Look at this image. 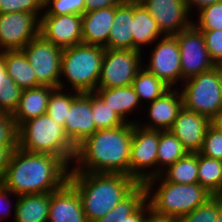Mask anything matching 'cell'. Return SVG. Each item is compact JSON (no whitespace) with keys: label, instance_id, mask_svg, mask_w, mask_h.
Instances as JSON below:
<instances>
[{"label":"cell","instance_id":"cell-1","mask_svg":"<svg viewBox=\"0 0 222 222\" xmlns=\"http://www.w3.org/2000/svg\"><path fill=\"white\" fill-rule=\"evenodd\" d=\"M69 170L59 157L16 147L0 182L17 196L49 193L68 181Z\"/></svg>","mask_w":222,"mask_h":222},{"label":"cell","instance_id":"cell-2","mask_svg":"<svg viewBox=\"0 0 222 222\" xmlns=\"http://www.w3.org/2000/svg\"><path fill=\"white\" fill-rule=\"evenodd\" d=\"M133 124L97 130L76 147L69 172L121 173L129 176Z\"/></svg>","mask_w":222,"mask_h":222},{"label":"cell","instance_id":"cell-3","mask_svg":"<svg viewBox=\"0 0 222 222\" xmlns=\"http://www.w3.org/2000/svg\"><path fill=\"white\" fill-rule=\"evenodd\" d=\"M68 182L80 195L87 222L104 217L140 184L121 173L88 172H69Z\"/></svg>","mask_w":222,"mask_h":222},{"label":"cell","instance_id":"cell-4","mask_svg":"<svg viewBox=\"0 0 222 222\" xmlns=\"http://www.w3.org/2000/svg\"><path fill=\"white\" fill-rule=\"evenodd\" d=\"M144 184L151 213L157 217L176 221L213 196L199 183H171L165 181L160 175L148 179Z\"/></svg>","mask_w":222,"mask_h":222},{"label":"cell","instance_id":"cell-5","mask_svg":"<svg viewBox=\"0 0 222 222\" xmlns=\"http://www.w3.org/2000/svg\"><path fill=\"white\" fill-rule=\"evenodd\" d=\"M17 147L59 157L69 168L76 155V147L66 136L64 126L47 114L27 120L17 128Z\"/></svg>","mask_w":222,"mask_h":222},{"label":"cell","instance_id":"cell-6","mask_svg":"<svg viewBox=\"0 0 222 222\" xmlns=\"http://www.w3.org/2000/svg\"><path fill=\"white\" fill-rule=\"evenodd\" d=\"M104 53V47L84 43L63 49L59 88L80 93L94 92Z\"/></svg>","mask_w":222,"mask_h":222},{"label":"cell","instance_id":"cell-7","mask_svg":"<svg viewBox=\"0 0 222 222\" xmlns=\"http://www.w3.org/2000/svg\"><path fill=\"white\" fill-rule=\"evenodd\" d=\"M178 89L183 107L211 121L222 112V66L185 80Z\"/></svg>","mask_w":222,"mask_h":222},{"label":"cell","instance_id":"cell-8","mask_svg":"<svg viewBox=\"0 0 222 222\" xmlns=\"http://www.w3.org/2000/svg\"><path fill=\"white\" fill-rule=\"evenodd\" d=\"M143 52L139 50L105 49L97 88L132 85L143 67Z\"/></svg>","mask_w":222,"mask_h":222},{"label":"cell","instance_id":"cell-9","mask_svg":"<svg viewBox=\"0 0 222 222\" xmlns=\"http://www.w3.org/2000/svg\"><path fill=\"white\" fill-rule=\"evenodd\" d=\"M148 50L151 55L147 54V60H142L147 61L146 64L143 63V67L170 88H179L182 84V72L177 38L164 36L155 41Z\"/></svg>","mask_w":222,"mask_h":222},{"label":"cell","instance_id":"cell-10","mask_svg":"<svg viewBox=\"0 0 222 222\" xmlns=\"http://www.w3.org/2000/svg\"><path fill=\"white\" fill-rule=\"evenodd\" d=\"M159 130H148L133 124L129 176L139 183L157 176Z\"/></svg>","mask_w":222,"mask_h":222},{"label":"cell","instance_id":"cell-11","mask_svg":"<svg viewBox=\"0 0 222 222\" xmlns=\"http://www.w3.org/2000/svg\"><path fill=\"white\" fill-rule=\"evenodd\" d=\"M22 51L36 73L37 82L41 86L58 88L63 49L39 35L27 43Z\"/></svg>","mask_w":222,"mask_h":222},{"label":"cell","instance_id":"cell-12","mask_svg":"<svg viewBox=\"0 0 222 222\" xmlns=\"http://www.w3.org/2000/svg\"><path fill=\"white\" fill-rule=\"evenodd\" d=\"M180 48L182 83L214 68L203 33L193 24L175 35Z\"/></svg>","mask_w":222,"mask_h":222},{"label":"cell","instance_id":"cell-13","mask_svg":"<svg viewBox=\"0 0 222 222\" xmlns=\"http://www.w3.org/2000/svg\"><path fill=\"white\" fill-rule=\"evenodd\" d=\"M40 35V17L27 12L0 13V52L22 50Z\"/></svg>","mask_w":222,"mask_h":222},{"label":"cell","instance_id":"cell-14","mask_svg":"<svg viewBox=\"0 0 222 222\" xmlns=\"http://www.w3.org/2000/svg\"><path fill=\"white\" fill-rule=\"evenodd\" d=\"M164 36H175L192 25L193 16L184 0H139Z\"/></svg>","mask_w":222,"mask_h":222},{"label":"cell","instance_id":"cell-15","mask_svg":"<svg viewBox=\"0 0 222 222\" xmlns=\"http://www.w3.org/2000/svg\"><path fill=\"white\" fill-rule=\"evenodd\" d=\"M40 35L65 49L82 43V15H41Z\"/></svg>","mask_w":222,"mask_h":222},{"label":"cell","instance_id":"cell-16","mask_svg":"<svg viewBox=\"0 0 222 222\" xmlns=\"http://www.w3.org/2000/svg\"><path fill=\"white\" fill-rule=\"evenodd\" d=\"M148 107H147V106ZM144 105L146 117L145 121H138V125L148 130H169L175 121L178 113L183 107L181 92L178 88H170L158 99ZM148 119V120H147ZM146 122V123H145Z\"/></svg>","mask_w":222,"mask_h":222},{"label":"cell","instance_id":"cell-17","mask_svg":"<svg viewBox=\"0 0 222 222\" xmlns=\"http://www.w3.org/2000/svg\"><path fill=\"white\" fill-rule=\"evenodd\" d=\"M91 110V92L80 93L73 101L65 120L66 136L77 147L97 131Z\"/></svg>","mask_w":222,"mask_h":222},{"label":"cell","instance_id":"cell-18","mask_svg":"<svg viewBox=\"0 0 222 222\" xmlns=\"http://www.w3.org/2000/svg\"><path fill=\"white\" fill-rule=\"evenodd\" d=\"M211 124L208 117L182 107L169 131L180 140L188 152H199Z\"/></svg>","mask_w":222,"mask_h":222},{"label":"cell","instance_id":"cell-19","mask_svg":"<svg viewBox=\"0 0 222 222\" xmlns=\"http://www.w3.org/2000/svg\"><path fill=\"white\" fill-rule=\"evenodd\" d=\"M48 222H87L80 195L68 181L51 192Z\"/></svg>","mask_w":222,"mask_h":222},{"label":"cell","instance_id":"cell-20","mask_svg":"<svg viewBox=\"0 0 222 222\" xmlns=\"http://www.w3.org/2000/svg\"><path fill=\"white\" fill-rule=\"evenodd\" d=\"M115 16V6L85 12L82 15V43L107 49Z\"/></svg>","mask_w":222,"mask_h":222},{"label":"cell","instance_id":"cell-21","mask_svg":"<svg viewBox=\"0 0 222 222\" xmlns=\"http://www.w3.org/2000/svg\"><path fill=\"white\" fill-rule=\"evenodd\" d=\"M94 93L112 110H114L125 123L137 124L136 118L130 117L134 115V111L142 113V106L132 85L115 88H97ZM136 109V110H135ZM141 109V110H139ZM133 112V113H132ZM136 119V120H135Z\"/></svg>","mask_w":222,"mask_h":222},{"label":"cell","instance_id":"cell-22","mask_svg":"<svg viewBox=\"0 0 222 222\" xmlns=\"http://www.w3.org/2000/svg\"><path fill=\"white\" fill-rule=\"evenodd\" d=\"M107 48L133 50V1L123 0L115 6V16Z\"/></svg>","mask_w":222,"mask_h":222},{"label":"cell","instance_id":"cell-23","mask_svg":"<svg viewBox=\"0 0 222 222\" xmlns=\"http://www.w3.org/2000/svg\"><path fill=\"white\" fill-rule=\"evenodd\" d=\"M53 89L50 86H38L22 91L18 106L12 114L17 128L27 120L46 114L48 100Z\"/></svg>","mask_w":222,"mask_h":222},{"label":"cell","instance_id":"cell-24","mask_svg":"<svg viewBox=\"0 0 222 222\" xmlns=\"http://www.w3.org/2000/svg\"><path fill=\"white\" fill-rule=\"evenodd\" d=\"M133 50L143 52L147 45L150 47L155 41L164 37L158 24L139 1H133ZM146 46V47H145Z\"/></svg>","mask_w":222,"mask_h":222},{"label":"cell","instance_id":"cell-25","mask_svg":"<svg viewBox=\"0 0 222 222\" xmlns=\"http://www.w3.org/2000/svg\"><path fill=\"white\" fill-rule=\"evenodd\" d=\"M13 222H48L51 192L16 197Z\"/></svg>","mask_w":222,"mask_h":222},{"label":"cell","instance_id":"cell-26","mask_svg":"<svg viewBox=\"0 0 222 222\" xmlns=\"http://www.w3.org/2000/svg\"><path fill=\"white\" fill-rule=\"evenodd\" d=\"M4 61L7 74L22 90L41 86L37 82L36 73L22 50L4 51Z\"/></svg>","mask_w":222,"mask_h":222},{"label":"cell","instance_id":"cell-27","mask_svg":"<svg viewBox=\"0 0 222 222\" xmlns=\"http://www.w3.org/2000/svg\"><path fill=\"white\" fill-rule=\"evenodd\" d=\"M160 176L171 183H198V152H187L182 158L163 170Z\"/></svg>","mask_w":222,"mask_h":222},{"label":"cell","instance_id":"cell-28","mask_svg":"<svg viewBox=\"0 0 222 222\" xmlns=\"http://www.w3.org/2000/svg\"><path fill=\"white\" fill-rule=\"evenodd\" d=\"M132 87L138 95L142 106L158 99L170 89L168 85L154 74L147 71L144 67L137 72L136 77L132 82Z\"/></svg>","mask_w":222,"mask_h":222},{"label":"cell","instance_id":"cell-29","mask_svg":"<svg viewBox=\"0 0 222 222\" xmlns=\"http://www.w3.org/2000/svg\"><path fill=\"white\" fill-rule=\"evenodd\" d=\"M187 152L180 140L173 133L169 130H159L157 176L168 166L182 158Z\"/></svg>","mask_w":222,"mask_h":222},{"label":"cell","instance_id":"cell-30","mask_svg":"<svg viewBox=\"0 0 222 222\" xmlns=\"http://www.w3.org/2000/svg\"><path fill=\"white\" fill-rule=\"evenodd\" d=\"M198 183L213 195H222V161L198 152Z\"/></svg>","mask_w":222,"mask_h":222},{"label":"cell","instance_id":"cell-31","mask_svg":"<svg viewBox=\"0 0 222 222\" xmlns=\"http://www.w3.org/2000/svg\"><path fill=\"white\" fill-rule=\"evenodd\" d=\"M145 200L146 187L144 183H140L113 210L95 222H121L131 215Z\"/></svg>","mask_w":222,"mask_h":222},{"label":"cell","instance_id":"cell-32","mask_svg":"<svg viewBox=\"0 0 222 222\" xmlns=\"http://www.w3.org/2000/svg\"><path fill=\"white\" fill-rule=\"evenodd\" d=\"M79 94L80 92L74 90L54 88L50 93L46 114L56 123L64 126L72 101Z\"/></svg>","mask_w":222,"mask_h":222},{"label":"cell","instance_id":"cell-33","mask_svg":"<svg viewBox=\"0 0 222 222\" xmlns=\"http://www.w3.org/2000/svg\"><path fill=\"white\" fill-rule=\"evenodd\" d=\"M91 110L97 130L116 128L125 124L122 118L94 92H91Z\"/></svg>","mask_w":222,"mask_h":222},{"label":"cell","instance_id":"cell-34","mask_svg":"<svg viewBox=\"0 0 222 222\" xmlns=\"http://www.w3.org/2000/svg\"><path fill=\"white\" fill-rule=\"evenodd\" d=\"M192 24L199 30H222V1L207 5L196 12Z\"/></svg>","mask_w":222,"mask_h":222},{"label":"cell","instance_id":"cell-35","mask_svg":"<svg viewBox=\"0 0 222 222\" xmlns=\"http://www.w3.org/2000/svg\"><path fill=\"white\" fill-rule=\"evenodd\" d=\"M22 91L8 74L5 75V79H0V113L13 114Z\"/></svg>","mask_w":222,"mask_h":222},{"label":"cell","instance_id":"cell-36","mask_svg":"<svg viewBox=\"0 0 222 222\" xmlns=\"http://www.w3.org/2000/svg\"><path fill=\"white\" fill-rule=\"evenodd\" d=\"M85 0H44L42 15H83Z\"/></svg>","mask_w":222,"mask_h":222},{"label":"cell","instance_id":"cell-37","mask_svg":"<svg viewBox=\"0 0 222 222\" xmlns=\"http://www.w3.org/2000/svg\"><path fill=\"white\" fill-rule=\"evenodd\" d=\"M218 195H213L194 211L182 216L177 222H218Z\"/></svg>","mask_w":222,"mask_h":222},{"label":"cell","instance_id":"cell-38","mask_svg":"<svg viewBox=\"0 0 222 222\" xmlns=\"http://www.w3.org/2000/svg\"><path fill=\"white\" fill-rule=\"evenodd\" d=\"M199 153L203 156L222 161V132L211 124L203 140Z\"/></svg>","mask_w":222,"mask_h":222},{"label":"cell","instance_id":"cell-39","mask_svg":"<svg viewBox=\"0 0 222 222\" xmlns=\"http://www.w3.org/2000/svg\"><path fill=\"white\" fill-rule=\"evenodd\" d=\"M44 0H0V13L27 12L41 17Z\"/></svg>","mask_w":222,"mask_h":222},{"label":"cell","instance_id":"cell-40","mask_svg":"<svg viewBox=\"0 0 222 222\" xmlns=\"http://www.w3.org/2000/svg\"><path fill=\"white\" fill-rule=\"evenodd\" d=\"M203 33L206 48L216 66H222V30H200Z\"/></svg>","mask_w":222,"mask_h":222},{"label":"cell","instance_id":"cell-41","mask_svg":"<svg viewBox=\"0 0 222 222\" xmlns=\"http://www.w3.org/2000/svg\"><path fill=\"white\" fill-rule=\"evenodd\" d=\"M0 147H17V127L9 113H0Z\"/></svg>","mask_w":222,"mask_h":222},{"label":"cell","instance_id":"cell-42","mask_svg":"<svg viewBox=\"0 0 222 222\" xmlns=\"http://www.w3.org/2000/svg\"><path fill=\"white\" fill-rule=\"evenodd\" d=\"M10 196L11 198L12 196L14 198L18 197L0 182V221L10 217L9 215L12 214L11 206L13 205L11 204H13V201L10 200Z\"/></svg>","mask_w":222,"mask_h":222},{"label":"cell","instance_id":"cell-43","mask_svg":"<svg viewBox=\"0 0 222 222\" xmlns=\"http://www.w3.org/2000/svg\"><path fill=\"white\" fill-rule=\"evenodd\" d=\"M151 214V207L146 199L131 215L121 222H145Z\"/></svg>","mask_w":222,"mask_h":222},{"label":"cell","instance_id":"cell-44","mask_svg":"<svg viewBox=\"0 0 222 222\" xmlns=\"http://www.w3.org/2000/svg\"><path fill=\"white\" fill-rule=\"evenodd\" d=\"M123 0H85V12L117 6Z\"/></svg>","mask_w":222,"mask_h":222},{"label":"cell","instance_id":"cell-45","mask_svg":"<svg viewBox=\"0 0 222 222\" xmlns=\"http://www.w3.org/2000/svg\"><path fill=\"white\" fill-rule=\"evenodd\" d=\"M16 147H0V181L5 175L10 156Z\"/></svg>","mask_w":222,"mask_h":222},{"label":"cell","instance_id":"cell-46","mask_svg":"<svg viewBox=\"0 0 222 222\" xmlns=\"http://www.w3.org/2000/svg\"><path fill=\"white\" fill-rule=\"evenodd\" d=\"M187 8L189 10V13L192 15H195V12L199 11L201 8L214 4L216 2L222 1V0H184ZM195 9L196 11H193ZM193 13H192V12Z\"/></svg>","mask_w":222,"mask_h":222},{"label":"cell","instance_id":"cell-47","mask_svg":"<svg viewBox=\"0 0 222 222\" xmlns=\"http://www.w3.org/2000/svg\"><path fill=\"white\" fill-rule=\"evenodd\" d=\"M7 74L6 64L4 61V51L0 52V79H5Z\"/></svg>","mask_w":222,"mask_h":222},{"label":"cell","instance_id":"cell-48","mask_svg":"<svg viewBox=\"0 0 222 222\" xmlns=\"http://www.w3.org/2000/svg\"><path fill=\"white\" fill-rule=\"evenodd\" d=\"M145 222H177V221L174 219L157 217L151 213Z\"/></svg>","mask_w":222,"mask_h":222},{"label":"cell","instance_id":"cell-49","mask_svg":"<svg viewBox=\"0 0 222 222\" xmlns=\"http://www.w3.org/2000/svg\"><path fill=\"white\" fill-rule=\"evenodd\" d=\"M212 124L222 132V112L212 120Z\"/></svg>","mask_w":222,"mask_h":222},{"label":"cell","instance_id":"cell-50","mask_svg":"<svg viewBox=\"0 0 222 222\" xmlns=\"http://www.w3.org/2000/svg\"><path fill=\"white\" fill-rule=\"evenodd\" d=\"M218 222H222V195H218Z\"/></svg>","mask_w":222,"mask_h":222}]
</instances>
